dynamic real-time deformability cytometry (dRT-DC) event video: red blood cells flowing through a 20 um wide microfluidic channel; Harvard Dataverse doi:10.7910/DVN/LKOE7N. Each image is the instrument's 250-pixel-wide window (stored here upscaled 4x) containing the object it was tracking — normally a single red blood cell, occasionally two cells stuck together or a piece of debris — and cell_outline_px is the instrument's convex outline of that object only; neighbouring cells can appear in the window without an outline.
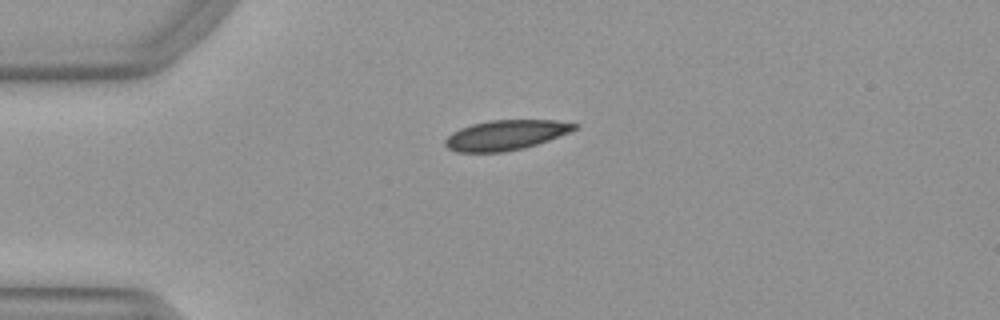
{"species": "Egyptian fruit bat (a non-hibernating species)", "species_latin": "Rousettus aegyptiacus", "temperature_condition": "warm", "stored_images_in_passage": 43, "camera_frame_rate_fps": 3000, "um_per_image_px": 0.085, "animal": {"sex": "female"}, "frame": {"image": 1, "passage_image": 7, "time_ms": 2.0, "image_size_px": [1000, 320], "cell_outline_px": [[580, 124], [572, 132], [524, 148], [504, 152], [456, 152], [448, 148], [444, 144], [444, 140], [452, 132], [460, 128], [472, 124], [488, 120], [556, 120]], "centroid_in_image_um": [42.99, 11.47], "position_along_channel_um": 42.0, "area_um2": 22.72}}
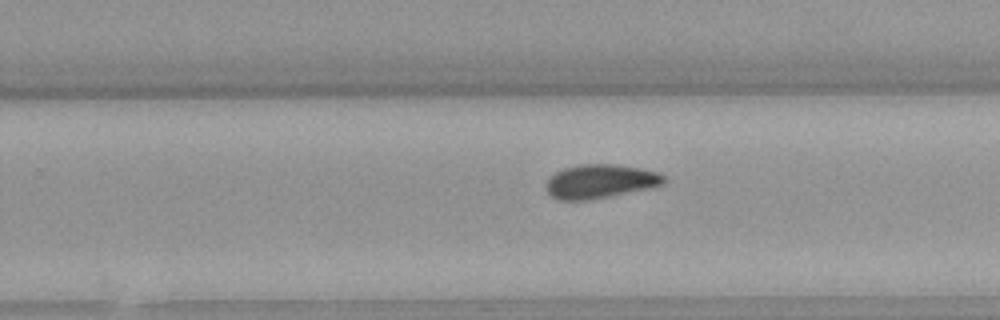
{"frame": {"image": 2, "passage_image": 27, "time_ms": 8.667, "image_size_px": [1000, 320], "cell_outline_px": [[664, 184], [652, 188], [588, 200], [556, 200], [548, 192], [548, 180], [556, 172], [564, 168], [580, 164], [616, 164], [640, 168], [660, 172], [664, 176]], "centroid_in_image_um": [51.07, 15.41], "position_along_channel_um": 278.7, "area_um2": 23.18}}
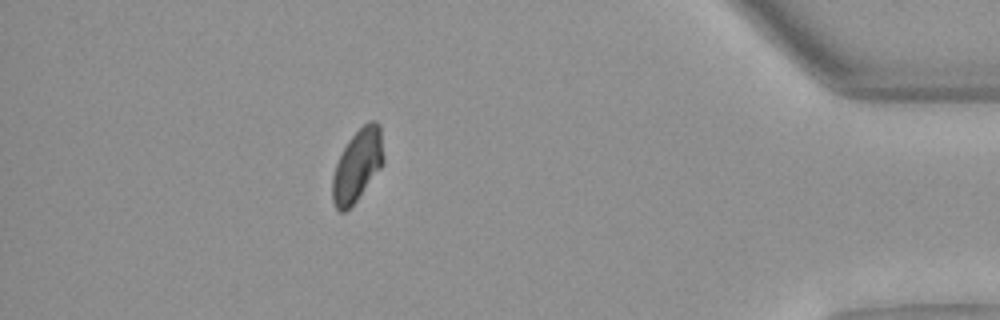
{"frame": {"image": 3, "passage_image": 40, "time_ms": 13.0, "image_size_px": [1000, 320], "cell_outline_px": [[384, 164], [356, 200], [344, 212], [340, 212], [336, 208], [332, 200], [332, 176], [336, 164], [348, 140], [368, 120], [376, 120], [380, 124], [384, 156]], "centroid_in_image_um": [30.39, 14.03], "position_along_channel_um": 404.8, "area_um2": 21.39}, "authors_computed_cell_mechanics": {"area_um2": 22.7732, "velocity_mm_per_s": 3.9657, "shape_relaxation_time_tau1_ms": 9.7214, "shape_relaxation_time_tau2_ms": 4.4726, "deformation_change_tau1": 0.1702, "deformation_change_tau2": 0.0637}}